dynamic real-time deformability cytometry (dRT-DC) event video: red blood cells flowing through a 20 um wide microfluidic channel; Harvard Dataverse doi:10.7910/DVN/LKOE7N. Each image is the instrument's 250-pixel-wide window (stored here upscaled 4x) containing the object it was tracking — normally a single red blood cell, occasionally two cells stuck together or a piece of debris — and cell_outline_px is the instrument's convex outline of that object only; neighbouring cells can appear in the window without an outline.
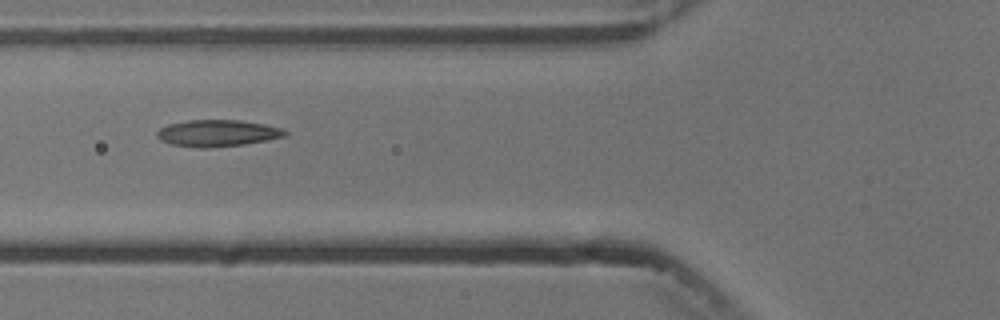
{"species": "common noctule bat (a hibernating species)", "species_latin": "Nyctalus noctula", "temperature_condition": "cold", "stored_images_in_passage": 8, "camera_frame_rate_fps": 3000, "um_per_image_px": 0.085, "animal": {"sex": "male", "body_mass_g": 13.3}, "frame": {"image": 1, "passage_image": 3, "time_ms": 2.333, "image_size_px": [1000, 320], "cell_outline_px": [[288, 132], [284, 136], [268, 140], [244, 144], [204, 148], [168, 144], [160, 140], [156, 136], [156, 132], [160, 128], [168, 124], [188, 120], [240, 120], [264, 124], [280, 128]], "centroid_in_image_um": [18.44, 11.31], "position_along_channel_um": 107.4, "area_um2": 19.83}}
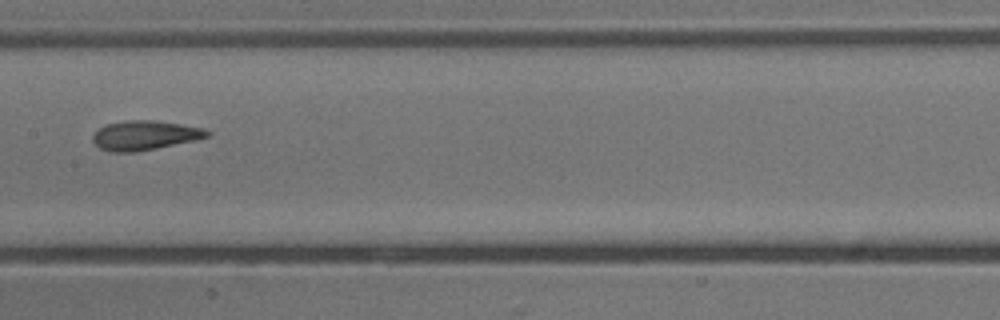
{"frame": {"image": 2, "passage_image": 5, "time_ms": 4.667, "image_size_px": [1000, 320], "cell_outline_px": [[212, 132], [208, 136], [196, 140], [136, 152], [112, 152], [100, 148], [92, 140], [92, 136], [104, 124], [124, 120], [156, 120], [204, 128]], "centroid_in_image_um": [12.31, 11.49], "position_along_channel_um": 195.1, "area_um2": 19.65}}
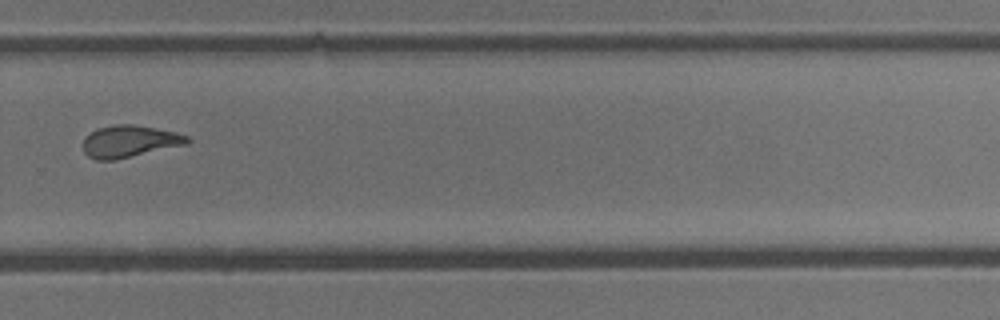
{"frame": {"image": 3, "passage_image": 8, "time_ms": 8.0, "image_size_px": [1000, 320], "cell_outline_px": [[192, 140], [188, 144], [116, 160], [96, 160], [88, 156], [84, 152], [84, 140], [92, 132], [100, 128], [112, 124], [132, 124], [156, 128], [176, 132], [188, 136]], "centroid_in_image_um": [11.06, 12.02], "position_along_channel_um": 318.7, "area_um2": 19.42}}